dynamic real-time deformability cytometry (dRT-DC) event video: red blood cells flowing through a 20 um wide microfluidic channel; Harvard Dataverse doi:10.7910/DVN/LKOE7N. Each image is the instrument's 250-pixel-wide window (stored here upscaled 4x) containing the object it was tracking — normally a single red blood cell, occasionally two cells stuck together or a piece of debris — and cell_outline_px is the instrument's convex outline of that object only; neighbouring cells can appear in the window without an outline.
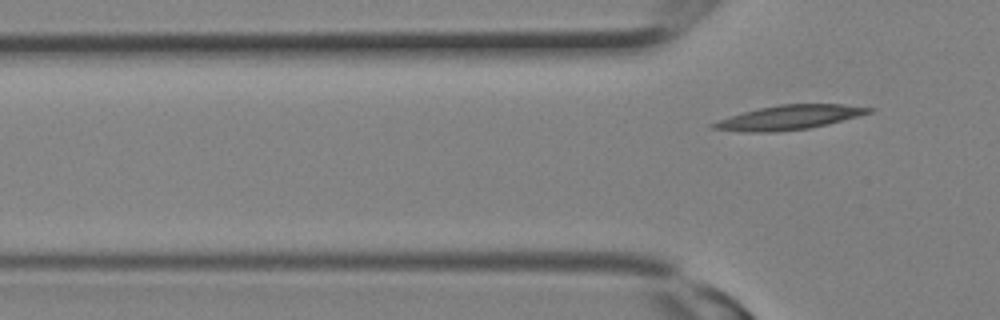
{"species": "Egyptian fruit bat (a non-hibernating species)", "species_latin": "Rousettus aegyptiacus", "temperature_condition": "room temperature", "stored_images_in_passage": 5, "segment_of_instrument_passage": [2, 2], "camera_frame_rate_fps": 3000, "um_per_image_px": 0.085, "animal": {"sex": "female"}, "frame": {"image": 1, "passage_image": 5, "time_ms": 1.333, "image_size_px": [1000, 320], "cell_outline_px": [[876, 108], [872, 112], [828, 124], [808, 128], [776, 132], [748, 132], [712, 128], [708, 124], [744, 112], [760, 108], [780, 104], [844, 104]], "centroid_in_image_um": [67.13, 9.98], "position_along_channel_um": 58.7, "area_um2": 21.79}}